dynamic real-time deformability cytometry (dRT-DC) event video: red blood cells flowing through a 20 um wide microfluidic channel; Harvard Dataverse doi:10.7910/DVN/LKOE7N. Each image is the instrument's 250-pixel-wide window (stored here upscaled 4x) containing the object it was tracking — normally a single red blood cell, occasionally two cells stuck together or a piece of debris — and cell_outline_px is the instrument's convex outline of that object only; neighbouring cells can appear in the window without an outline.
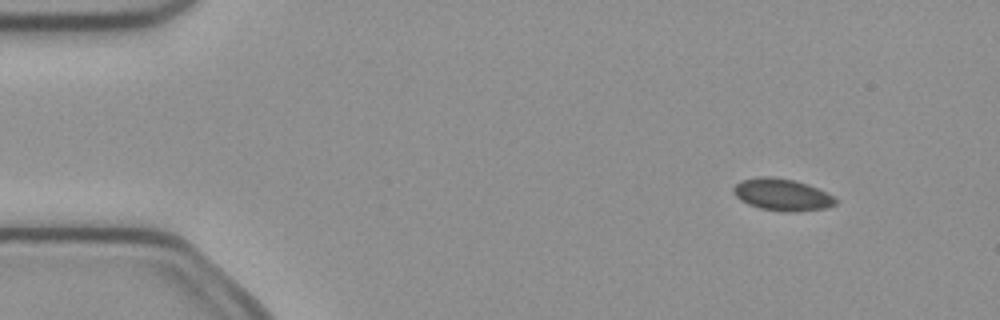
{"species": "common noctule bat (a hibernating species)", "species_latin": "Nyctalus noctula", "temperature_condition": "cold", "stored_images_in_passage": 7, "camera_frame_rate_fps": 3000, "um_per_image_px": 0.085, "animal": {"sex": "female", "body_mass_g": 21.9}, "frame": {"image": 1, "passage_image": 2, "time_ms": 0.333, "image_size_px": [1000, 320], "cell_outline_px": [[836, 204], [828, 208], [796, 212], [784, 212], [760, 208], [748, 204], [740, 200], [732, 192], [732, 188], [740, 180], [760, 176], [772, 176], [792, 180], [808, 184], [832, 196], [836, 200]], "centroid_in_image_um": [66.44, 16.55], "position_along_channel_um": 18.6, "area_um2": 19.07}}
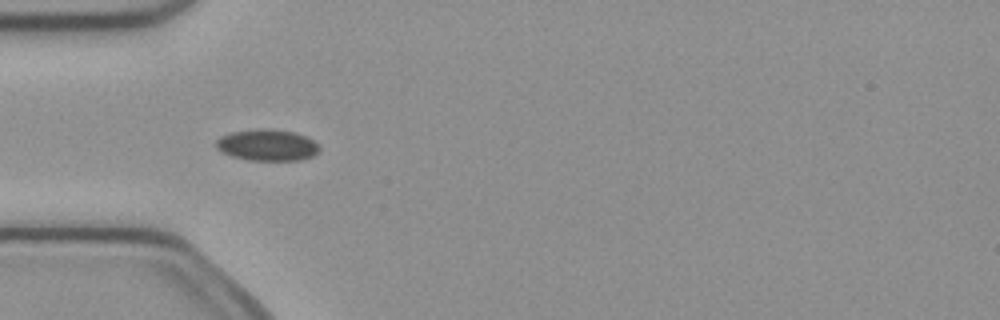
{"frame": {"image": 2, "passage_image": 5, "time_ms": 1.333, "image_size_px": [1000, 320], "cell_outline_px": [[320, 152], [312, 156], [300, 160], [248, 160], [232, 156], [216, 148], [216, 140], [220, 136], [232, 132], [256, 128], [268, 128], [296, 132], [312, 140], [320, 148]], "centroid_in_image_um": [22.71, 12.32], "position_along_channel_um": 62.3, "area_um2": 18.96}}
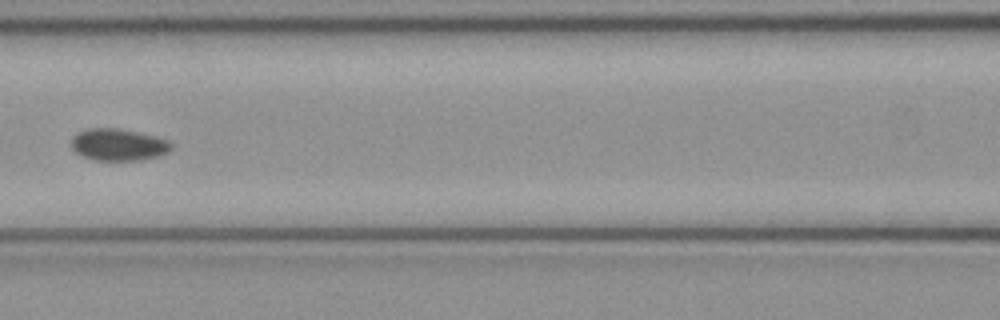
{"frame": {"image": 3, "passage_image": 7, "time_ms": 2.0, "image_size_px": [1000, 320], "cell_outline_px": [[172, 148], [168, 152], [156, 156], [140, 160], [92, 160], [80, 156], [72, 148], [72, 136], [76, 132], [88, 128], [120, 128], [140, 132], [156, 136], [168, 140], [172, 144]], "centroid_in_image_um": [10.03, 12.28], "position_along_channel_um": 156.6, "area_um2": 18.84}}